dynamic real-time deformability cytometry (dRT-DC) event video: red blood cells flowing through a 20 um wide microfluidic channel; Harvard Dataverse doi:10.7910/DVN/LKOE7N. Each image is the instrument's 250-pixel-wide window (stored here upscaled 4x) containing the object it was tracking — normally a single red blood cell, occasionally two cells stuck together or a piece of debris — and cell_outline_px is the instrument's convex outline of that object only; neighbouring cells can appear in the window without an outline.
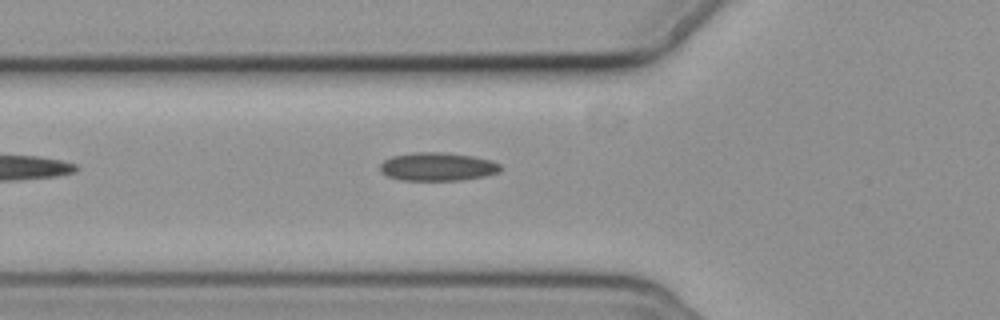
{"species": "common noctule bat (a hibernating species)", "species_latin": "Nyctalus noctula", "temperature_condition": "cold", "stored_images_in_passage": 5, "camera_frame_rate_fps": 3000, "um_per_image_px": 0.085, "animal": {"sex": "female", "body_mass_g": 19.3, "forearm_length_mm": 54.1}, "frame": {"image": 1, "passage_image": 5, "time_ms": 4.667, "image_size_px": [1000, 320], "cell_outline_px": [[500, 172], [484, 176], [460, 180], [400, 180], [388, 176], [380, 172], [380, 164], [384, 160], [392, 156], [412, 152], [440, 152], [472, 156], [492, 160], [500, 164]], "centroid_in_image_um": [37.17, 14.16], "position_along_channel_um": 88.6, "area_um2": 19.88}}